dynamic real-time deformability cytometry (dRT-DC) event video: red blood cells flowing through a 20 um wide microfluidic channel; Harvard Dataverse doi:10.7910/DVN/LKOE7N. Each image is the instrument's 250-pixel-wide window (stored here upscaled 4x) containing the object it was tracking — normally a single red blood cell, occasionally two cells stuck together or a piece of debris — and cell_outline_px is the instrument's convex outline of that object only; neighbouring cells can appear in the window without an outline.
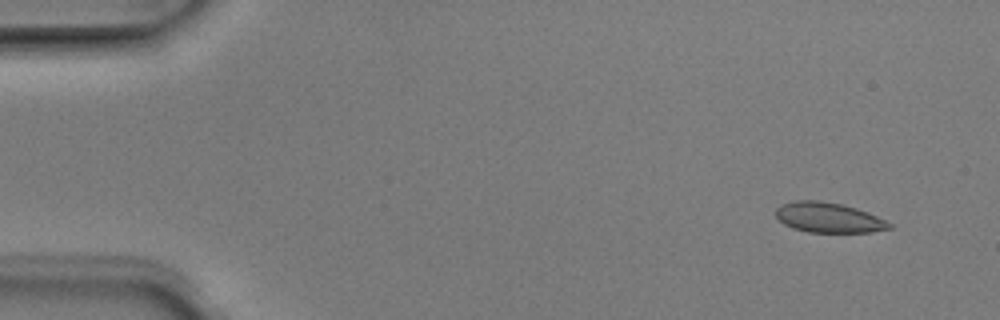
{"species": "Egyptian fruit bat (a non-hibernating species)", "species_latin": "Rousettus aegyptiacus", "temperature_condition": "room temperature", "stored_images_in_passage": 5, "camera_frame_rate_fps": 3000, "um_per_image_px": 0.085, "animal": {"sex": "male"}, "frame": {"image": 1, "passage_image": 2, "time_ms": 0.333, "image_size_px": [1000, 320], "cell_outline_px": [[892, 228], [872, 232], [808, 232], [792, 228], [784, 224], [776, 216], [776, 208], [780, 204], [796, 200], [816, 200], [840, 204], [856, 208], [868, 212], [892, 224]], "centroid_in_image_um": [70.4, 18.49], "position_along_channel_um": 14.6, "area_um2": 19.83}}
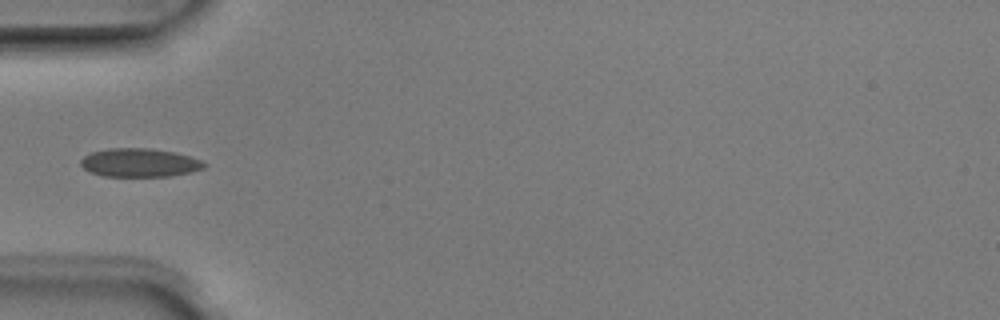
{"frame": {"image": 2, "passage_image": 4, "time_ms": 1.0, "image_size_px": [1000, 320], "cell_outline_px": [[208, 164], [204, 168], [192, 172], [172, 176], [100, 176], [88, 172], [80, 164], [80, 160], [84, 156], [92, 152], [108, 148], [148, 148], [176, 152], [200, 160]], "centroid_in_image_um": [11.85, 13.83], "position_along_channel_um": 73.1, "area_um2": 20.69}}
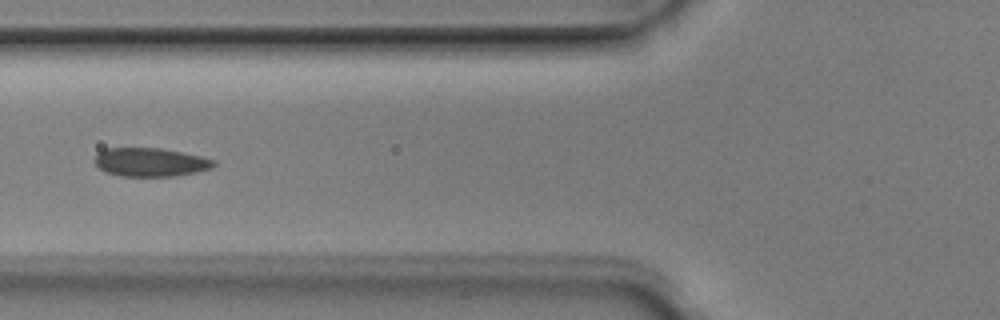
{"frame": {"image": 3, "passage_image": 5, "time_ms": 1.333, "image_size_px": [1000, 320], "cell_outline_px": [[216, 164], [212, 168], [196, 172], [172, 176], [120, 176], [104, 172], [92, 160], [104, 148], [160, 148], [200, 156], [216, 160]], "centroid_in_image_um": [12.77, 13.79], "position_along_channel_um": 113.0, "area_um2": 19.83}}